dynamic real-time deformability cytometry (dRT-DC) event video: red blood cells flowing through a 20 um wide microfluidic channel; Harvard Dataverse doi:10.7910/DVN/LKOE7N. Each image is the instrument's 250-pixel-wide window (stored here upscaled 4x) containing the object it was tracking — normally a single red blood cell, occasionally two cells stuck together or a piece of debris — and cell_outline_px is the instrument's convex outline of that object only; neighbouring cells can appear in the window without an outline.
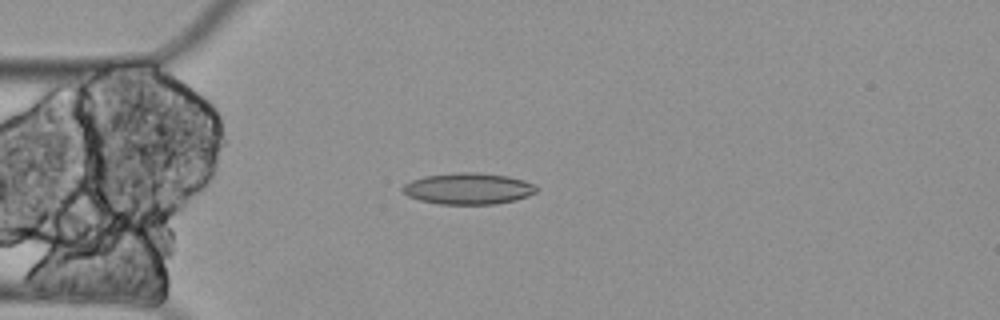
{"species": "Egyptian fruit bat (a non-hibernating species)", "species_latin": "Rousettus aegyptiacus", "temperature_condition": "cold", "stored_images_in_passage": 59, "camera_frame_rate_fps": 3000, "um_per_image_px": 0.085, "animal": {"sex": "female"}, "frame": {"image": 1, "passage_image": 15, "time_ms": 4.667, "image_size_px": [1000, 320], "cell_outline_px": [[540, 188], [536, 192], [528, 196], [516, 200], [496, 204], [440, 204], [420, 200], [408, 196], [400, 188], [404, 184], [412, 180], [424, 176], [456, 172], [480, 172], [508, 176], [524, 180], [536, 184]], "centroid_in_image_um": [39.84, 16.02], "position_along_channel_um": 45.2, "area_um2": 24.74}}
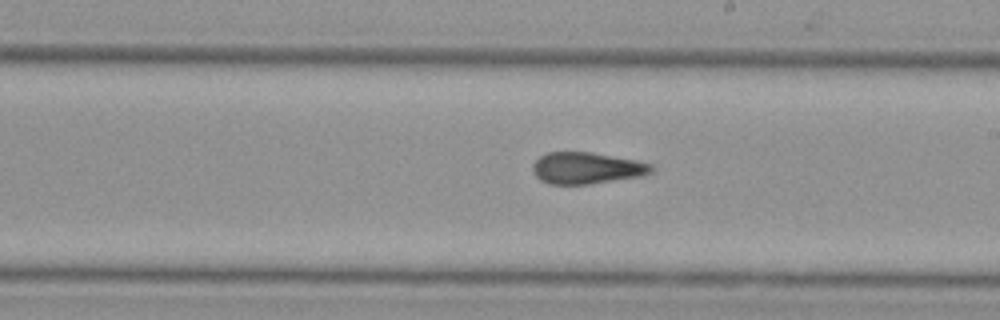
{"frame": {"image": 2, "passage_image": 33, "time_ms": 10.667, "image_size_px": [1000, 320], "cell_outline_px": [[656, 168], [652, 172], [640, 176], [588, 184], [548, 184], [540, 180], [536, 176], [532, 168], [532, 164], [540, 156], [548, 152], [592, 152], [636, 160], [652, 164]], "centroid_in_image_um": [49.86, 14.28], "position_along_channel_um": 239.1, "area_um2": 21.85}}
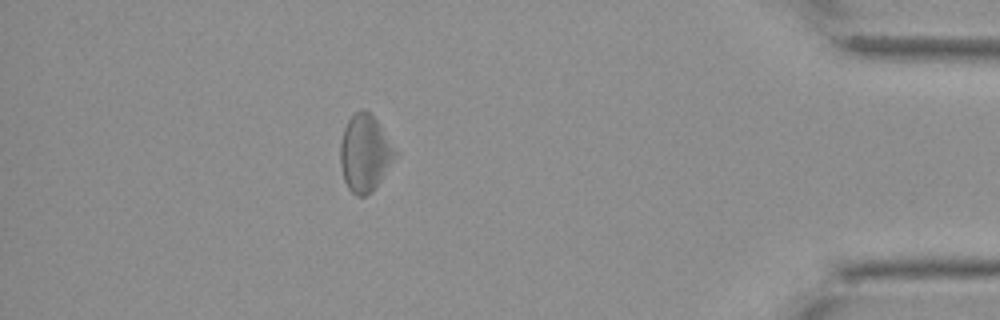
{"frame": {"image": 3, "passage_image": 52, "time_ms": 17.0, "image_size_px": [1000, 320], "cell_outline_px": [[400, 152], [380, 180], [364, 196], [356, 196], [348, 188], [344, 180], [340, 164], [340, 144], [344, 128], [348, 120], [360, 108], [364, 108], [380, 124]], "centroid_in_image_um": [31.04, 12.98], "position_along_channel_um": 404.2, "area_um2": 24.57}, "authors_computed_cell_mechanics": {"area_um2": 23.6402, "velocity_mm_per_s": 3.314, "shape_relaxation_time_tau1_ms": null, "shape_relaxation_time_tau2_ms": 5.2434, "deformation_change_tau1": null, "deformation_change_tau2": 0.172}}